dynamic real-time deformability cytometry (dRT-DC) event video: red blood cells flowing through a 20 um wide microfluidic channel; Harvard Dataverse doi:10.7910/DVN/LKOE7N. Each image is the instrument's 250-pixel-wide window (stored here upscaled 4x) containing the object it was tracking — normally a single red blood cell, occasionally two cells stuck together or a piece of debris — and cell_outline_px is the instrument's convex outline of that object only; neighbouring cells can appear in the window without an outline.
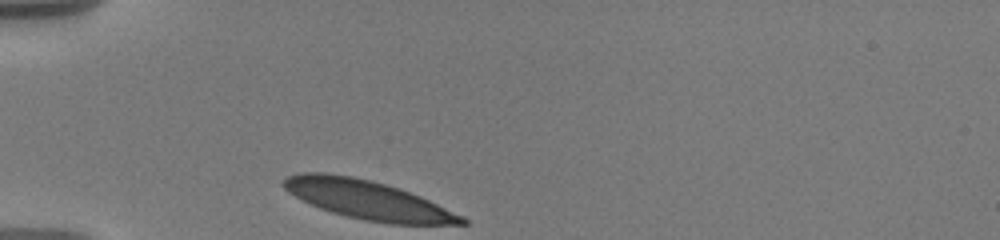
{"species": "human", "species_latin": "Homo sapiens", "temperature_condition": "warm", "stored_images_in_passage": 30, "camera_frame_rate_fps": 3000, "um_per_image_px": 0.085, "donor": {"sex": "male"}, "frame": {"image": 1, "passage_image": 1, "time_ms": 0.0, "image_size_px": [1000, 240], "cell_outline_px": [[468, 224], [388, 224], [364, 220], [332, 212], [320, 208], [288, 192], [280, 184], [288, 176], [300, 172], [324, 172], [352, 176], [372, 180], [400, 188], [420, 196], [464, 216], [468, 220]], "centroid_in_image_um": [31.28, 16.98], "position_along_channel_um": 53.7, "area_um2": 40.23}}
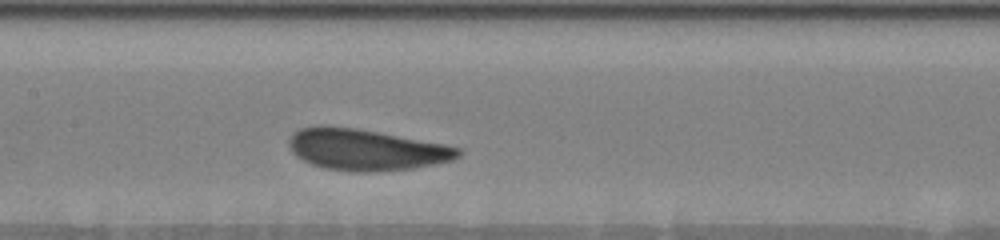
{"frame": {"image": 2, "passage_image": 10, "time_ms": 4.0, "image_size_px": [1000, 240], "cell_outline_px": [[464, 148], [460, 156], [452, 160], [412, 168], [376, 172], [348, 172], [324, 168], [312, 164], [296, 156], [292, 152], [288, 144], [288, 140], [292, 132], [300, 128], [320, 124], [324, 124], [356, 128], [444, 144]], "centroid_in_image_um": [31.07, 12.71], "position_along_channel_um": 176.3, "area_um2": 41.1}}
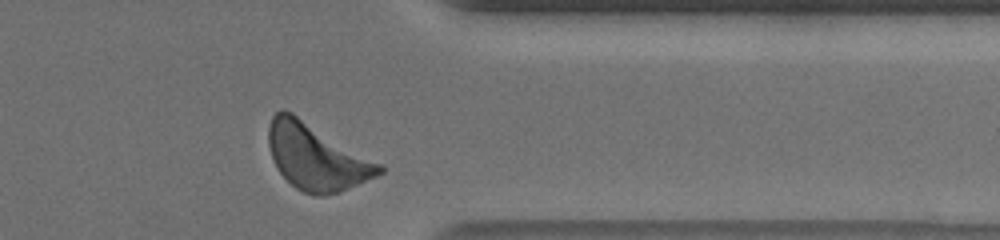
{"frame": {"image": 3, "passage_image": 28, "time_ms": 10.0, "image_size_px": [1000, 240], "cell_outline_px": [[384, 172], [376, 176], [336, 192], [324, 196], [316, 196], [304, 192], [296, 188], [280, 172], [272, 156], [268, 144], [268, 128], [272, 116], [280, 108], [284, 108], [292, 112], [384, 164]], "centroid_in_image_um": [26.91, 13.3], "position_along_channel_um": 384.5, "area_um2": 42.6}, "authors_computed_cell_mechanics": {"area_um2": 40.0843, "velocity_mm_per_s": 3.5418, "shape_relaxation_time_tau1_ms": 2.5485, "shape_relaxation_time_tau2_ms": 2.5256, "deformation_change_tau1": 0.1265, "deformation_change_tau2": 0.1065}}